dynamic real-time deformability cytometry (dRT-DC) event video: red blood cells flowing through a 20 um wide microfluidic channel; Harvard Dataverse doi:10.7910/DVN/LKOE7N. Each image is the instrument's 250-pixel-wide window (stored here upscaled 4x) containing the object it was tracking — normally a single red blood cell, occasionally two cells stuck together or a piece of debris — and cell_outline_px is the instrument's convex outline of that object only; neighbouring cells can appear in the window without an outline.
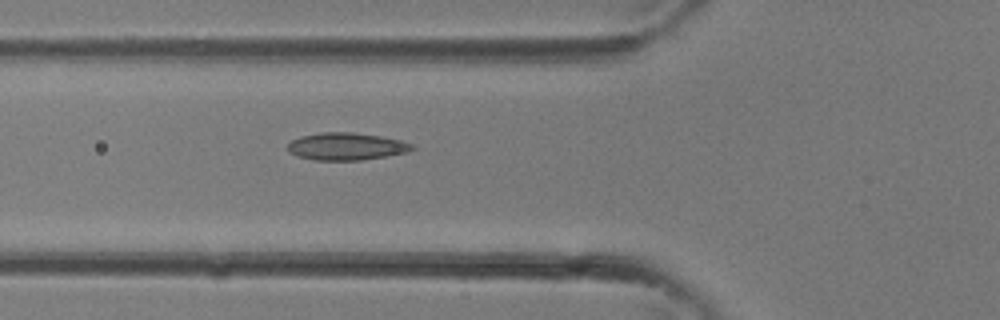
{"species": "common noctule bat (a hibernating species)", "species_latin": "Nyctalus noctula", "temperature_condition": "room temperature", "stored_images_in_passage": 25, "camera_frame_rate_fps": 3000, "um_per_image_px": 0.085, "animal": {"sex": "female"}, "frame": {"image": 1, "passage_image": 4, "time_ms": 1.0, "image_size_px": [1000, 320], "cell_outline_px": [[416, 148], [408, 152], [388, 156], [360, 160], [312, 160], [296, 156], [288, 152], [288, 144], [292, 140], [300, 136], [320, 132], [352, 132], [380, 136], [400, 140], [412, 144]], "centroid_in_image_um": [29.42, 12.45], "position_along_channel_um": 96.4, "area_um2": 20.0}}
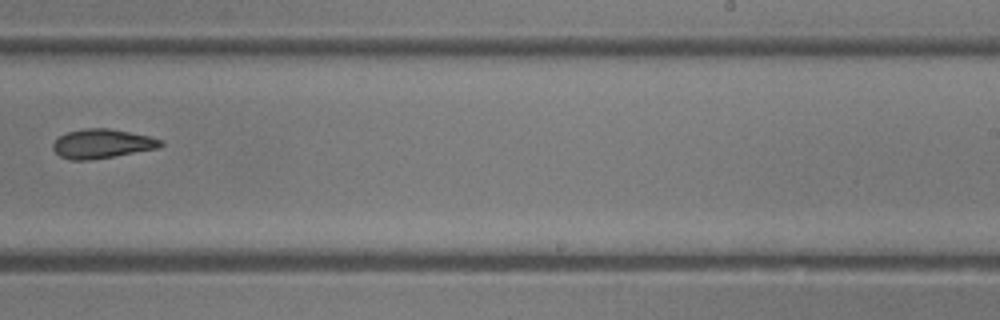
{"frame": {"image": 2, "passage_image": 13, "time_ms": 4.0, "image_size_px": [1000, 320], "cell_outline_px": [[164, 144], [156, 148], [92, 160], [68, 160], [60, 156], [52, 148], [52, 144], [60, 136], [68, 132], [84, 128], [108, 128], [148, 136], [164, 140]], "centroid_in_image_um": [8.65, 12.22], "position_along_channel_um": 280.4, "area_um2": 18.15}}
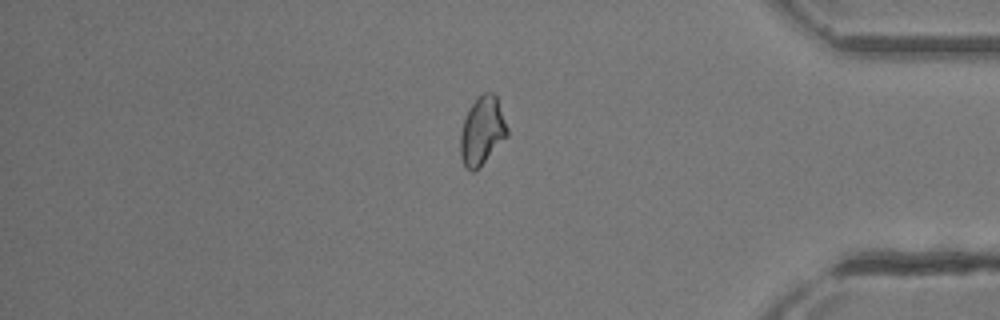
{"frame": {"image": 3, "passage_image": 20, "time_ms": 6.333, "image_size_px": [1000, 320], "cell_outline_px": [[508, 136], [472, 172], [464, 164], [460, 156], [460, 132], [468, 108], [484, 92], [492, 92], [496, 96], [508, 128]], "centroid_in_image_um": [40.97, 11.09], "position_along_channel_um": 394.2, "area_um2": 18.15}}